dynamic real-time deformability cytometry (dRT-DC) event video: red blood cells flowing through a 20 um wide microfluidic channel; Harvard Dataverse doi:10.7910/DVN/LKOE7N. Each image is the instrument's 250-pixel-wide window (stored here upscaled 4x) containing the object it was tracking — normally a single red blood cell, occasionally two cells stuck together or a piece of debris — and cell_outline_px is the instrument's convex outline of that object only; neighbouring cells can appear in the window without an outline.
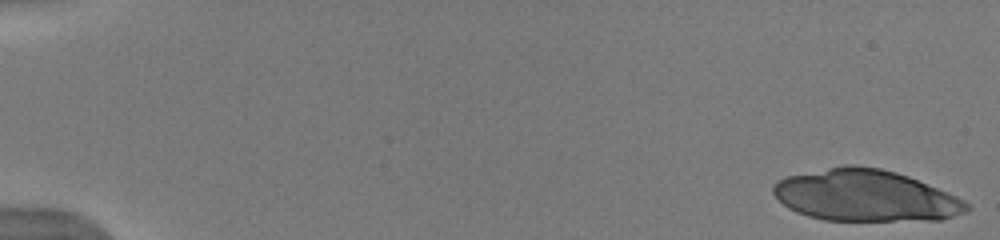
{"species": "human", "species_latin": "Homo sapiens", "temperature_condition": "warm", "stored_images_in_passage": 18, "camera_frame_rate_fps": 3000, "um_per_image_px": 0.085, "donor": {"sex": "male"}, "frame": {"image": 1, "passage_image": 1, "time_ms": 0.0, "image_size_px": [1000, 240], "cell_outline_px": [[972, 208], [968, 212], [940, 220], [824, 220], [808, 216], [796, 212], [788, 208], [772, 192], [772, 184], [776, 180], [788, 176], [844, 164], [852, 164], [880, 168], [896, 172], [908, 176], [956, 196], [964, 200]], "centroid_in_image_um": [73.56, 16.62], "position_along_channel_um": 11.4, "area_um2": 58.15}}